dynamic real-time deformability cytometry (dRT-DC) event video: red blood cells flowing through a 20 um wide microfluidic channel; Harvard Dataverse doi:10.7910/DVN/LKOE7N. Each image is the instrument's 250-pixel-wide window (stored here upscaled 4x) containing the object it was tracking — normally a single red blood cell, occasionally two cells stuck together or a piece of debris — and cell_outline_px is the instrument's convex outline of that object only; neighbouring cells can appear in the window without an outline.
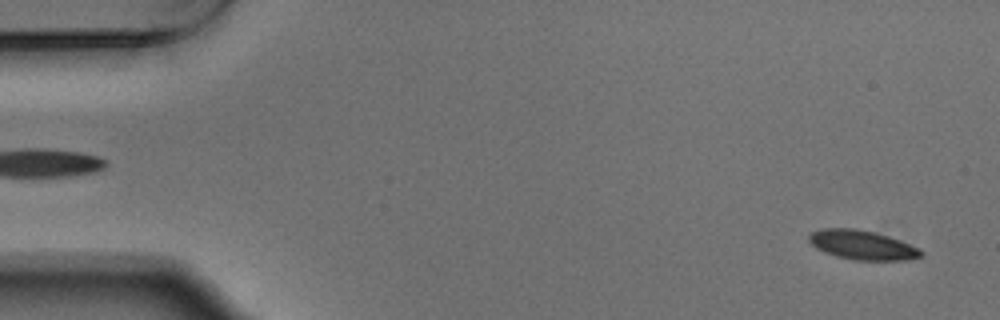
{"species": "Egyptian fruit bat (a non-hibernating species)", "species_latin": "Rousettus aegyptiacus", "temperature_condition": "warm", "stored_images_in_passage": 55, "camera_frame_rate_fps": 3000, "um_per_image_px": 0.085, "animal": {"sex": "male"}, "frame": {"image": 1, "passage_image": 3, "time_ms": 0.667, "image_size_px": [1000, 320], "cell_outline_px": [[924, 256], [908, 260], [852, 260], [836, 256], [824, 252], [816, 248], [808, 240], [808, 232], [820, 228], [856, 228], [876, 232], [900, 240], [920, 248], [924, 252]], "centroid_in_image_um": [73.29, 20.81], "position_along_channel_um": 11.7, "area_um2": 19.54}}
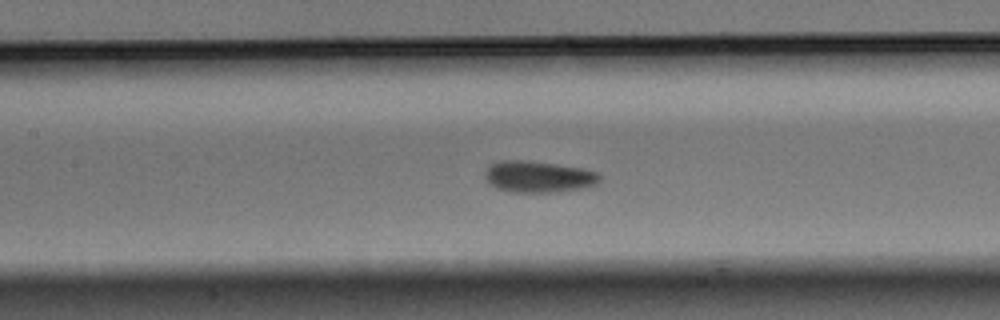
{"frame": {"image": 2, "passage_image": 25, "time_ms": 8.0, "image_size_px": [1000, 320], "cell_outline_px": [[600, 180], [596, 184], [580, 188], [560, 192], [512, 192], [496, 188], [488, 184], [484, 176], [484, 172], [488, 164], [500, 160], [528, 160], [584, 168], [596, 172], [600, 176]], "centroid_in_image_um": [45.7, 15.01], "position_along_channel_um": 161.7, "area_um2": 21.33}}
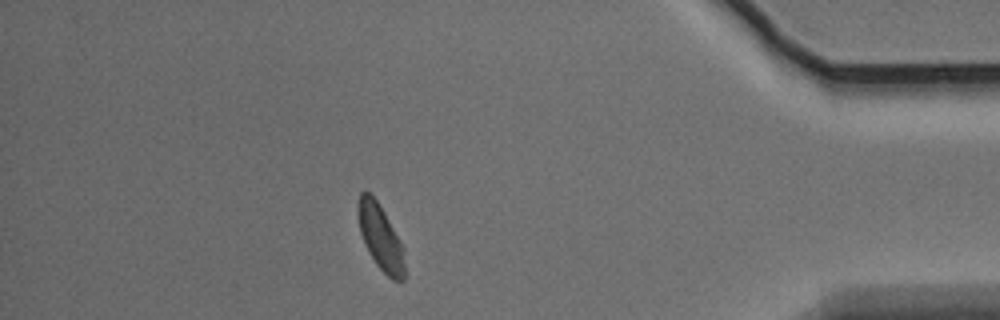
{"frame": {"image": 3, "passage_image": 48, "time_ms": 15.667, "image_size_px": [1000, 320], "cell_outline_px": [[404, 280], [392, 280], [376, 264], [368, 252], [364, 244], [360, 232], [356, 212], [356, 208], [360, 192], [368, 192], [376, 200], [384, 212], [400, 240], [404, 248]], "centroid_in_image_um": [32.32, 20.16], "position_along_channel_um": 402.9, "area_um2": 17.8}, "authors_computed_cell_mechanics": {"area_um2": 19.4786, "velocity_mm_per_s": 3.7055, "shape_relaxation_time_tau1_ms": 3.1658, "shape_relaxation_time_tau2_ms": 3.4629, "deformation_change_tau1": 0.0852, "deformation_change_tau2": 0.0787}}